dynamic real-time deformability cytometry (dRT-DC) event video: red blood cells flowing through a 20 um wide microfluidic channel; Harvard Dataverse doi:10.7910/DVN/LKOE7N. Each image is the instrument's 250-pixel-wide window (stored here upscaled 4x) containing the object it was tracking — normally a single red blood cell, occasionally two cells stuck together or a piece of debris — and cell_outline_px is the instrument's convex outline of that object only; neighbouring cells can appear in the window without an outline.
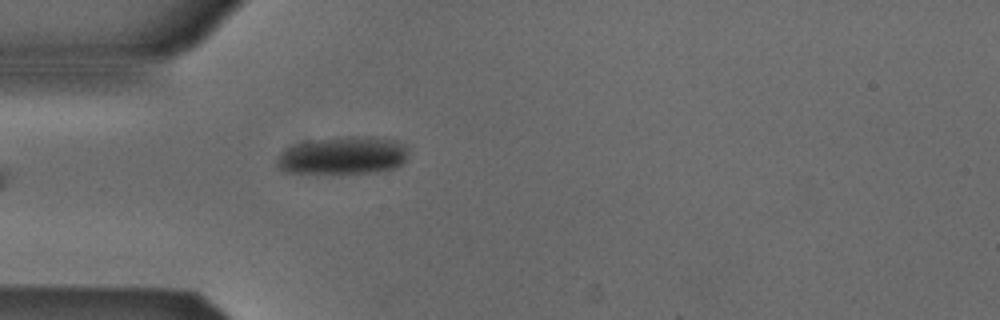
{"species": "Egyptian fruit bat (a non-hibernating species)", "species_latin": "Rousettus aegyptiacus", "temperature_condition": "cold", "stored_images_in_passage": 25, "camera_frame_rate_fps": 3000, "um_per_image_px": 0.085, "animal": {"sex": "male"}, "frame": {"image": 1, "passage_image": 1, "time_ms": 0.0, "image_size_px": [1000, 320], "cell_outline_px": [[408, 148], [404, 160], [400, 164], [392, 168], [376, 172], [284, 172], [276, 168], [276, 160], [280, 152], [296, 144], [320, 140], [348, 136], [372, 136], [396, 140], [404, 144]], "centroid_in_image_um": [29.15, 13.21], "position_along_channel_um": 55.8, "area_um2": 28.44}}